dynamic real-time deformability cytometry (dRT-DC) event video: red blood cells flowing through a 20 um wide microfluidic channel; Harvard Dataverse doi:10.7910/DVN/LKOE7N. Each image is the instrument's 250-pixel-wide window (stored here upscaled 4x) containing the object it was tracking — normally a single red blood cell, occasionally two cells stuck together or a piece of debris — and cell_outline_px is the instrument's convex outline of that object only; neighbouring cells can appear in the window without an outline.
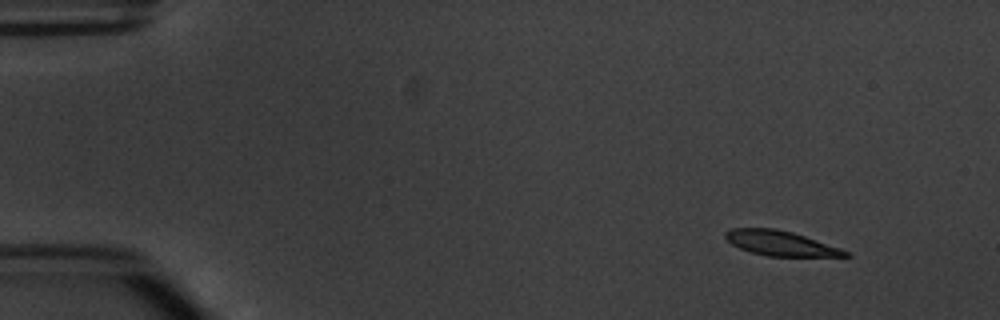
{"species": "common noctule bat (a hibernating species)", "species_latin": "Nyctalus noctula", "temperature_condition": "warm", "stored_images_in_passage": 4, "camera_frame_rate_fps": 3000, "um_per_image_px": 0.085, "animal": {"sex": "male", "body_mass_g": 20.1, "forearm_length_mm": 53.5}, "frame": {"image": 1, "passage_image": 1, "time_ms": 0.0, "image_size_px": [1000, 320], "cell_outline_px": [[852, 256], [768, 256], [752, 252], [740, 248], [732, 244], [724, 236], [724, 232], [728, 228], [776, 228], [792, 232], [840, 248], [848, 252]], "centroid_in_image_um": [66.3, 20.66], "position_along_channel_um": 18.7, "area_um2": 17.17}}
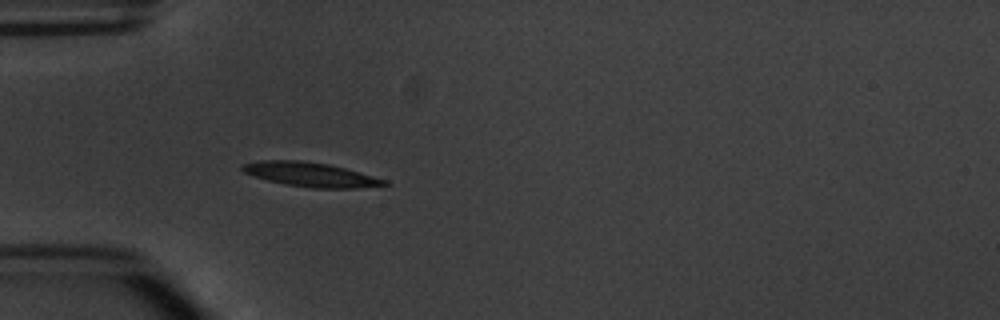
{"frame": {"image": 2, "passage_image": 4, "time_ms": 3.667, "image_size_px": [1000, 320], "cell_outline_px": [[392, 184], [356, 188], [312, 188], [288, 184], [268, 180], [244, 172], [240, 168], [240, 164], [260, 160], [300, 160], [328, 164], [344, 168], [388, 180]], "centroid_in_image_um": [26.41, 14.83], "position_along_channel_um": 58.6, "area_um2": 19.94}}